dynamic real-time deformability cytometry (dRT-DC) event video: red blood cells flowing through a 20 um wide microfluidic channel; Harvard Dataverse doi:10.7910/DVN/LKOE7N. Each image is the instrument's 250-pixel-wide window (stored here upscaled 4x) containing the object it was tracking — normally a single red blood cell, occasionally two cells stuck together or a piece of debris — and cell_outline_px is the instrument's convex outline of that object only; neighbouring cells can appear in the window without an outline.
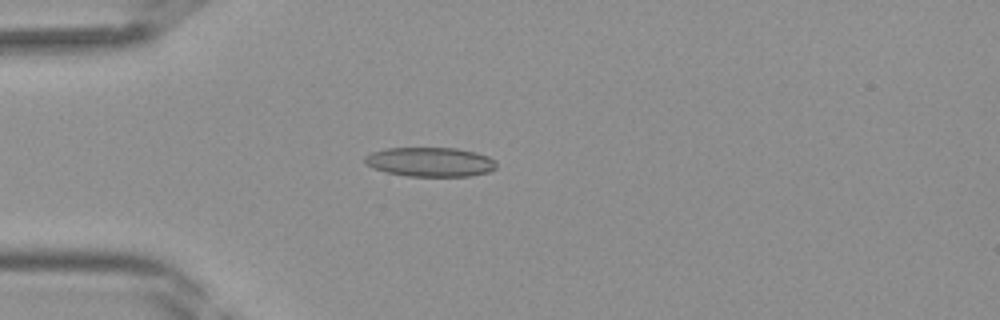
{"species": "Egyptian fruit bat (a non-hibernating species)", "species_latin": "Rousettus aegyptiacus", "temperature_condition": "room temperature", "stored_images_in_passage": 31, "camera_frame_rate_fps": 3000, "um_per_image_px": 0.085, "frame": {"image": 1, "passage_image": 1, "time_ms": 0.0, "image_size_px": [1000, 320], "cell_outline_px": [[496, 168], [488, 172], [468, 176], [408, 176], [388, 172], [372, 168], [364, 160], [364, 156], [372, 152], [388, 148], [456, 148], [476, 152], [488, 156], [496, 164]], "centroid_in_image_um": [36.57, 13.76], "position_along_channel_um": 48.4, "area_um2": 22.31}}
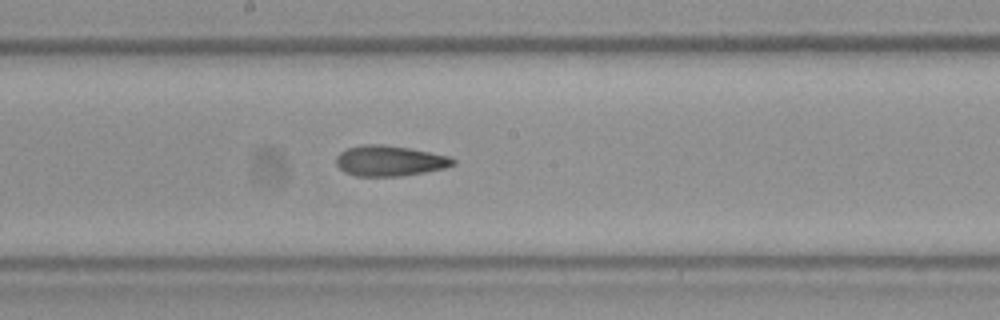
{"frame": {"image": 2, "passage_image": 12, "time_ms": 3.667, "image_size_px": [1000, 320], "cell_outline_px": [[456, 164], [444, 168], [424, 172], [400, 176], [356, 176], [344, 172], [336, 164], [336, 156], [340, 152], [348, 148], [364, 144], [384, 144], [408, 148], [448, 156], [456, 160]], "centroid_in_image_um": [33.1, 13.67], "position_along_channel_um": 215.1, "area_um2": 20.69}}
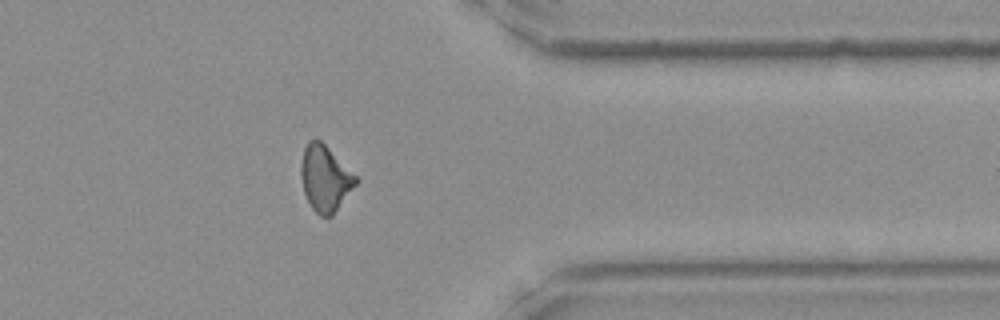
{"frame": {"image": 3, "passage_image": 23, "time_ms": 7.333, "image_size_px": [1000, 320], "cell_outline_px": [[360, 180], [332, 216], [320, 216], [312, 208], [304, 192], [300, 176], [300, 168], [304, 148], [308, 140], [320, 140]], "centroid_in_image_um": [27.63, 15.18], "position_along_channel_um": 383.8, "area_um2": 20.81}}